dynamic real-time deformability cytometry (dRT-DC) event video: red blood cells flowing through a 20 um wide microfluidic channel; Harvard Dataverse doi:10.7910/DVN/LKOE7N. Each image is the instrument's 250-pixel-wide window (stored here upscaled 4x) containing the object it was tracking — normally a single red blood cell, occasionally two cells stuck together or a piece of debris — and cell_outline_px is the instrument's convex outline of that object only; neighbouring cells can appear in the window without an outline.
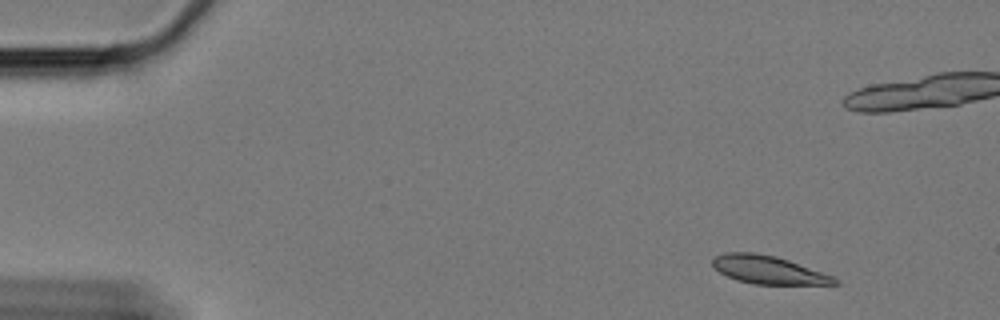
{"species": "Egyptian fruit bat (a non-hibernating species)", "species_latin": "Rousettus aegyptiacus", "temperature_condition": "cold", "stored_images_in_passage": 56, "camera_frame_rate_fps": 3000, "um_per_image_px": 0.085, "animal": {"sex": "female"}, "frame": {"image": 1, "passage_image": 1, "time_ms": 0.0, "image_size_px": [1000, 320], "cell_outline_px": [[840, 284], [752, 284], [736, 280], [720, 272], [712, 264], [712, 260], [716, 256], [724, 252], [756, 252], [776, 256], [788, 260], [832, 276], [840, 280]], "centroid_in_image_um": [65.29, 22.93], "position_along_channel_um": 19.7, "area_um2": 19.83}}
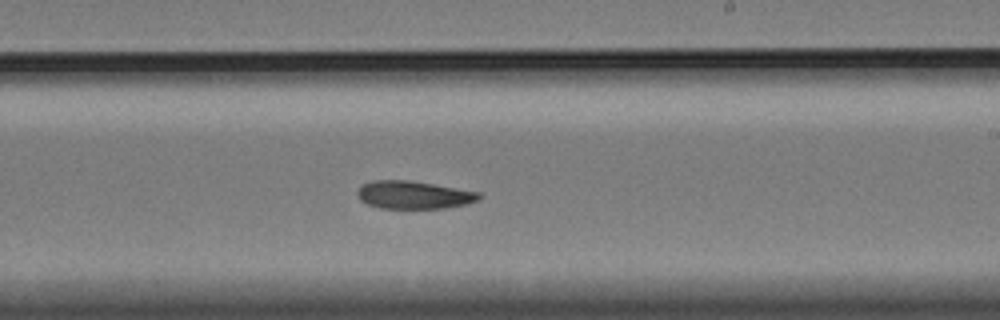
{"frame": {"image": 2, "passage_image": 31, "time_ms": 10.0, "image_size_px": [1000, 320], "cell_outline_px": [[484, 196], [480, 200], [464, 204], [444, 208], [380, 208], [368, 204], [360, 200], [356, 196], [356, 192], [364, 184], [372, 180], [408, 180], [480, 192]], "centroid_in_image_um": [35.17, 16.57], "position_along_channel_um": 253.8, "area_um2": 19.71}}
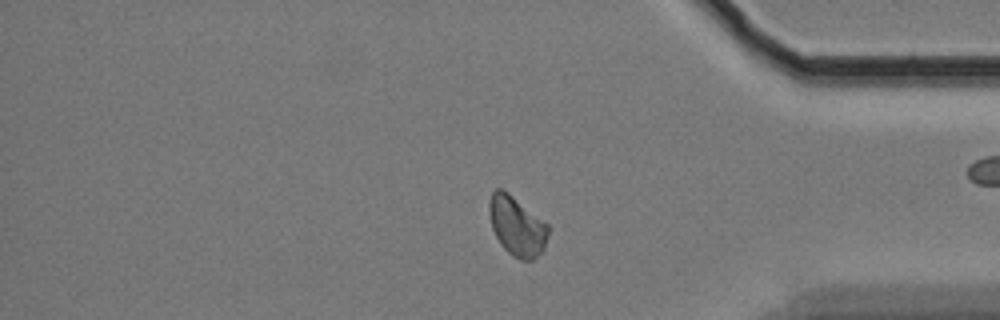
{"frame": {"image": 3, "passage_image": 45, "time_ms": 14.667, "image_size_px": [1000, 320], "cell_outline_px": [[548, 236], [544, 248], [532, 260], [520, 260], [512, 256], [500, 244], [492, 228], [488, 212], [488, 204], [492, 192], [496, 188], [500, 188], [508, 192], [548, 224]], "centroid_in_image_um": [43.91, 19.21], "position_along_channel_um": 391.3, "area_um2": 20.4}, "authors_computed_cell_mechanics": {"area_um2": 20.3167, "velocity_mm_per_s": 3.3135, "shape_relaxation_time_tau1_ms": 10.7809, "shape_relaxation_time_tau2_ms": 8.0077, "deformation_change_tau1": 0.183, "deformation_change_tau2": 0.1232}}